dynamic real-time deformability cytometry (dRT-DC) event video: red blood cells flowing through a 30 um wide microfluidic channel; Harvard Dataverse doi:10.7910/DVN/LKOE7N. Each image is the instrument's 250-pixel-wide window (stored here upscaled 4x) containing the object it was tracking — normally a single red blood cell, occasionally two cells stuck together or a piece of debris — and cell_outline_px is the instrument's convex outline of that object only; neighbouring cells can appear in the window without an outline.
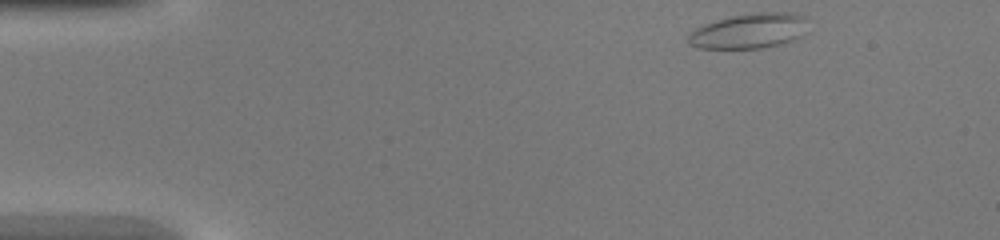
{"species": "common noctule bat (a hibernating species)", "species_latin": "Nyctalus noctula", "temperature_condition": "warm", "stored_images_in_passage": 40, "camera_frame_rate_fps": 3000, "um_per_image_px": 0.085, "animal": {"sex": "female", "body_mass_g": 20.0, "forearm_length_mm": 54.0}, "frame": {"image": 1, "passage_image": 1, "time_ms": 0.0, "image_size_px": [1000, 240], "cell_outline_px": [[808, 32], [804, 36], [796, 40], [780, 44], [760, 48], [696, 48], [688, 44], [688, 32], [704, 24], [716, 20], [732, 16], [756, 12], [792, 12], [804, 16], [808, 20]], "centroid_in_image_um": [63.75, 2.62], "position_along_channel_um": 21.3, "area_um2": 25.03}}
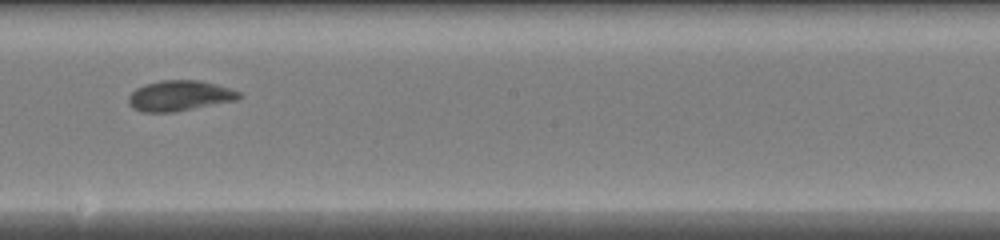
{"frame": {"image": 2, "passage_image": 21, "time_ms": 6.667, "image_size_px": [1000, 240], "cell_outline_px": [[244, 96], [236, 100], [176, 112], [144, 112], [132, 108], [128, 104], [128, 96], [136, 88], [144, 84], [160, 80], [200, 80], [216, 84], [240, 92]], "centroid_in_image_um": [15.25, 8.14], "position_along_channel_um": 233.0, "area_um2": 19.77}}
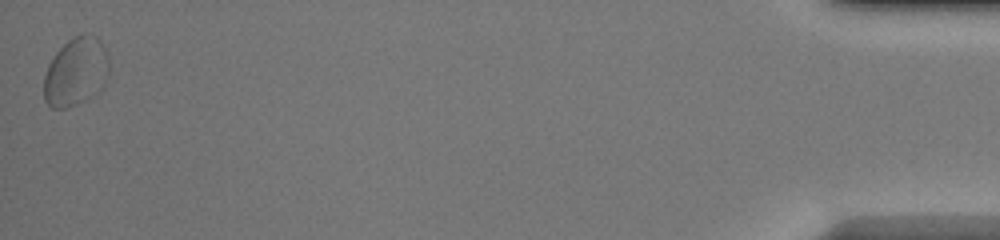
{"frame": {"image": 3, "passage_image": 40, "time_ms": 13.0, "image_size_px": [1000, 240], "cell_outline_px": [[108, 76], [80, 100], [68, 108], [52, 108], [44, 100], [44, 76], [48, 64], [56, 52], [72, 36], [80, 32], [84, 32], [96, 36], [100, 40], [108, 56]], "centroid_in_image_um": [6.39, 6.0], "position_along_channel_um": 428.8, "area_um2": 25.14}}